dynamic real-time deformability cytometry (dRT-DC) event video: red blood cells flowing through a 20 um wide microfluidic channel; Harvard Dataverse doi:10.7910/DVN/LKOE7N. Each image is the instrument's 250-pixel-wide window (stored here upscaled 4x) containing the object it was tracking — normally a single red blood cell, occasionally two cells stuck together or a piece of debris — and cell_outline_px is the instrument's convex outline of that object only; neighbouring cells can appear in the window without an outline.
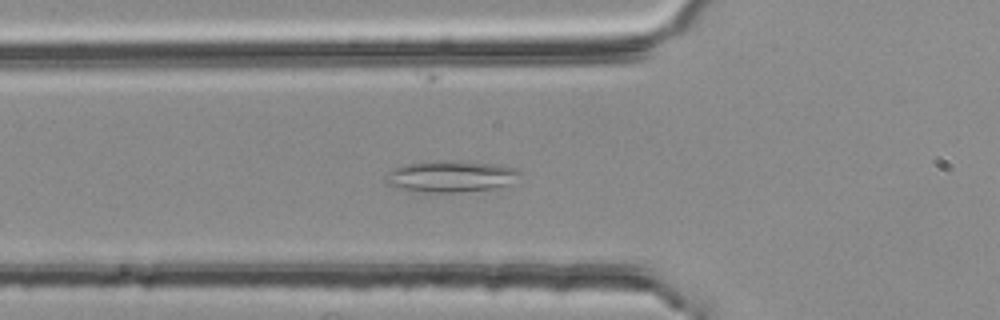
{"species": "common noctule bat (a hibernating species)", "species_latin": "Nyctalus noctula", "temperature_condition": "room temperature", "stored_images_in_passage": 38, "camera_frame_rate_fps": 3000, "um_per_image_px": 0.085, "animal": {"sex": "female", "body_mass_g": 25.1}, "frame": {"image": 1, "passage_image": 3, "time_ms": 0.667, "image_size_px": [1000, 320], "cell_outline_px": [[520, 172], [504, 184], [492, 188], [452, 192], [428, 192], [400, 188], [388, 184], [384, 180], [384, 176], [392, 168], [404, 164], [432, 160], [460, 160], [500, 164], [516, 168]], "centroid_in_image_um": [38.2, 14.94], "position_along_channel_um": 87.6, "area_um2": 24.33}}
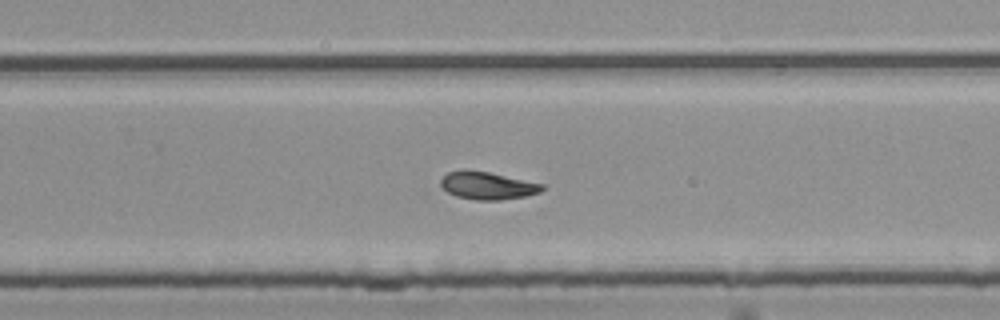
{"frame": {"image": 2, "passage_image": 19, "time_ms": 6.0, "image_size_px": [1000, 320], "cell_outline_px": [[544, 188], [540, 192], [528, 196], [500, 200], [476, 200], [456, 196], [448, 192], [440, 184], [440, 180], [448, 172], [488, 172], [544, 184]], "centroid_in_image_um": [41.49, 15.81], "position_along_channel_um": 288.3, "area_um2": 15.84}}
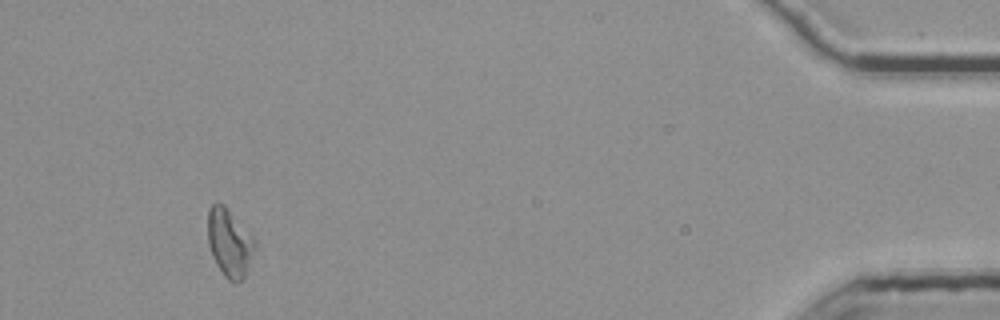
{"frame": {"image": 3, "passage_image": 35, "time_ms": 11.333, "image_size_px": [1000, 320], "cell_outline_px": [[256, 244], [244, 276], [236, 284], [228, 280], [224, 276], [216, 264], [212, 256], [208, 244], [208, 208], [212, 204], [224, 204], [256, 240]], "centroid_in_image_um": [19.49, 20.63], "position_along_channel_um": 415.7, "area_um2": 18.44}, "authors_computed_cell_mechanics": {"area_um2": 16.7042, "velocity_mm_per_s": 3.7628, "shape_relaxation_time_tau1_ms": null, "shape_relaxation_time_tau2_ms": 3.8284, "deformation_change_tau1": null, "deformation_change_tau2": 0.0983}}